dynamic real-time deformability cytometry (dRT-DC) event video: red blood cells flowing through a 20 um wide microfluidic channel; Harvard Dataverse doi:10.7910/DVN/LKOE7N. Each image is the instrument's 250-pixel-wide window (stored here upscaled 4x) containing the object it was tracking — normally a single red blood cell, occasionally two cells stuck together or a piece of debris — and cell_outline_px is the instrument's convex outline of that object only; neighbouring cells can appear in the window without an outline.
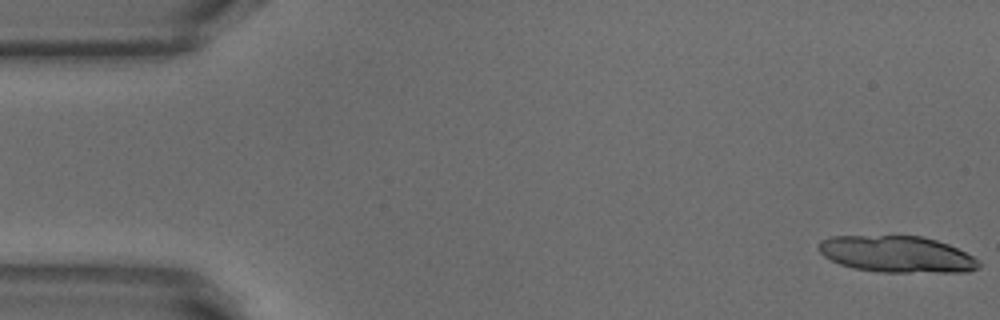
{"species": "common noctule bat (a hibernating species)", "species_latin": "Nyctalus noctula", "temperature_condition": "warm", "stored_images_in_passage": 52, "camera_frame_rate_fps": 3000, "um_per_image_px": 0.085, "animal": {"sex": "male", "body_mass_g": 18.8}, "frame": {"image": 1, "passage_image": 1, "time_ms": 0.0, "image_size_px": [1000, 320], "cell_outline_px": [[980, 268], [968, 272], [876, 272], [852, 268], [840, 264], [824, 256], [820, 252], [820, 240], [832, 236], [924, 236], [948, 244], [980, 260]], "centroid_in_image_um": [76.26, 21.62], "position_along_channel_um": 8.7, "area_um2": 34.1}}
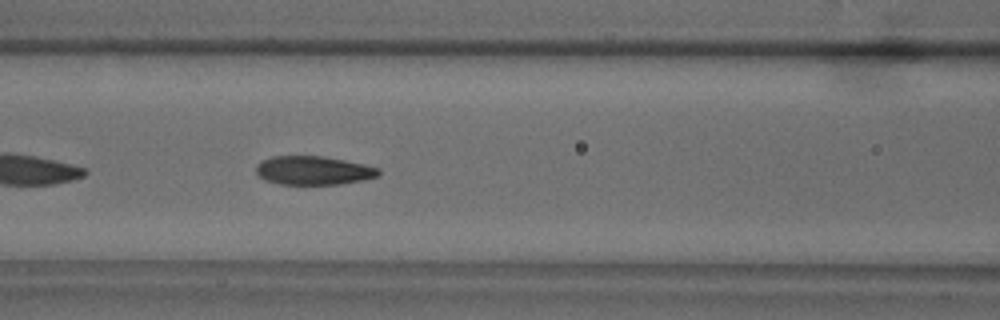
{"frame": {"image": 2, "passage_image": 22, "time_ms": 7.0, "image_size_px": [1000, 320], "cell_outline_px": [[380, 176], [364, 180], [340, 184], [280, 184], [264, 180], [256, 172], [256, 164], [260, 160], [272, 156], [320, 156], [344, 160], [364, 164], [380, 168]], "centroid_in_image_um": [26.64, 14.49], "position_along_channel_um": 140.0, "area_um2": 20.63}}
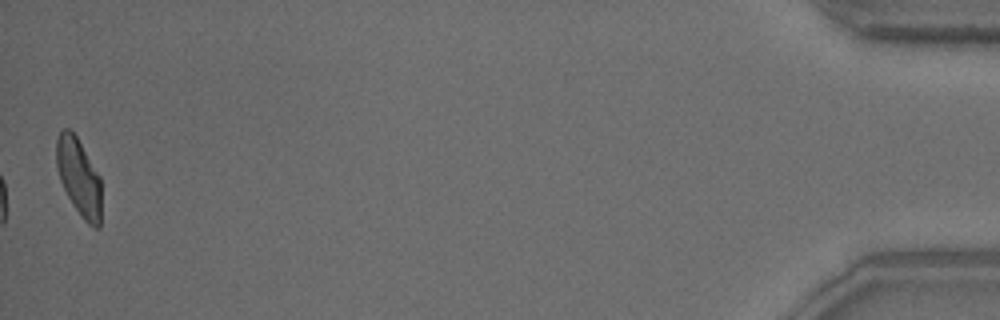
{"frame": {"image": 3, "passage_image": 52, "time_ms": 17.0, "image_size_px": [1000, 320], "cell_outline_px": [[100, 228], [92, 228], [80, 216], [72, 204], [60, 180], [56, 164], [56, 140], [60, 132], [64, 128], [68, 128], [76, 136], [100, 176]], "centroid_in_image_um": [6.7, 15.08], "position_along_channel_um": 428.5, "area_um2": 20.11}, "authors_computed_cell_mechanics": {"area_um2": 21.2704, "velocity_mm_per_s": 3.8387, "shape_relaxation_time_tau1_ms": 3.8238, "shape_relaxation_time_tau2_ms": 1.3409, "deformation_change_tau1": 0.15, "deformation_change_tau2": 0.0731}}